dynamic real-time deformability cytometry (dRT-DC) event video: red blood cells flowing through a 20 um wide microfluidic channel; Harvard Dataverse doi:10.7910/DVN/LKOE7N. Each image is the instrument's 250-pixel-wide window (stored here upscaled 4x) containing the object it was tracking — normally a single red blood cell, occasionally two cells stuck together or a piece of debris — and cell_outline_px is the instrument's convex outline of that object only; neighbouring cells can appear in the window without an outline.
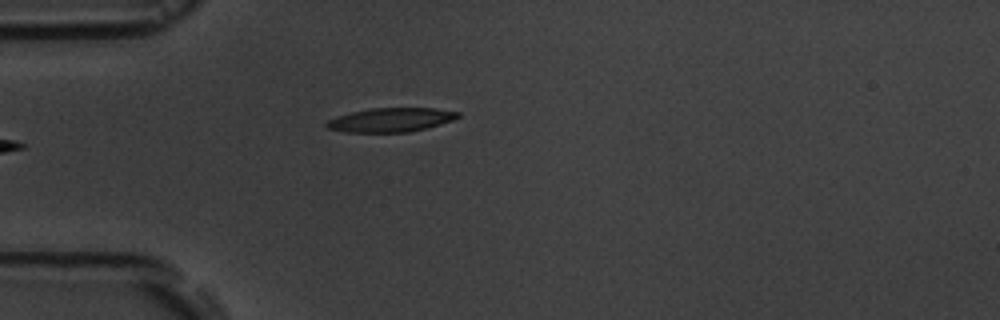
{"species": "common noctule bat (a hibernating species)", "species_latin": "Nyctalus noctula", "temperature_condition": "room temperature", "stored_images_in_passage": 7, "camera_frame_rate_fps": 3000, "um_per_image_px": 0.085, "animal": {"sex": "male", "body_mass_g": 19.5, "forearm_length_mm": 54.6}, "frame": {"image": 1, "passage_image": 6, "time_ms": 5.667, "image_size_px": [1000, 320], "cell_outline_px": [[460, 116], [452, 120], [428, 128], [408, 132], [344, 132], [328, 128], [324, 124], [328, 120], [336, 116], [352, 112], [372, 108], [436, 108], [460, 112]], "centroid_in_image_um": [33.23, 10.19], "position_along_channel_um": 51.8, "area_um2": 18.38}}